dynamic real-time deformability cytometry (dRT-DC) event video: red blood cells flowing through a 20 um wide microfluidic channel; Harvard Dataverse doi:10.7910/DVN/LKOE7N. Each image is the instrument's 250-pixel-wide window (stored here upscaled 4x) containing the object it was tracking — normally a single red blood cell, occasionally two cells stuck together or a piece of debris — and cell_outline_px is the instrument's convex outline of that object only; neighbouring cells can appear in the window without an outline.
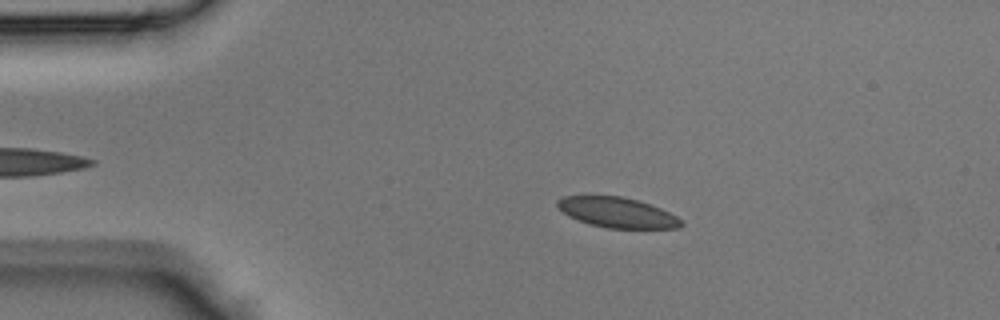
{"species": "Egyptian fruit bat (a non-hibernating species)", "species_latin": "Rousettus aegyptiacus", "temperature_condition": "room temperature", "stored_images_in_passage": 38, "camera_frame_rate_fps": 3000, "um_per_image_px": 0.085, "animal": {"sex": "male"}, "frame": {"image": 1, "passage_image": 8, "time_ms": 2.333, "image_size_px": [1000, 320], "cell_outline_px": [[684, 224], [680, 228], [608, 228], [588, 224], [568, 216], [556, 204], [556, 200], [564, 196], [620, 196], [636, 200], [660, 208], [676, 216]], "centroid_in_image_um": [52.44, 18.07], "position_along_channel_um": 32.6, "area_um2": 21.56}}
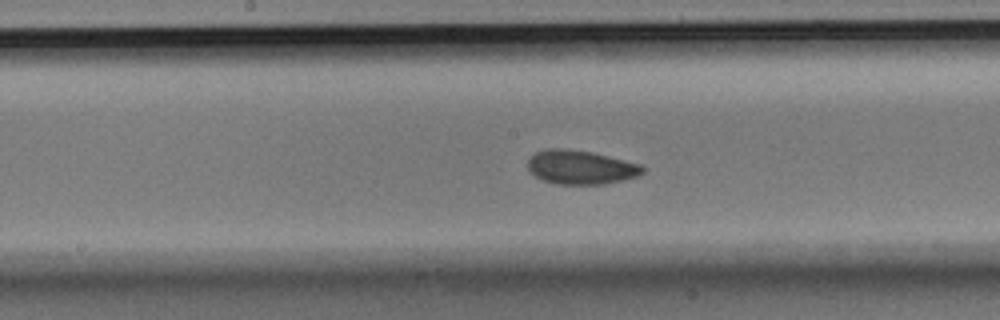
{"frame": {"image": 2, "passage_image": 22, "time_ms": 7.0, "image_size_px": [1000, 320], "cell_outline_px": [[644, 172], [640, 176], [624, 180], [604, 184], [556, 184], [544, 180], [536, 176], [528, 168], [528, 160], [536, 152], [544, 148], [568, 148], [592, 152], [640, 164], [644, 168]], "centroid_in_image_um": [49.38, 14.21], "position_along_channel_um": 198.8, "area_um2": 22.77}}
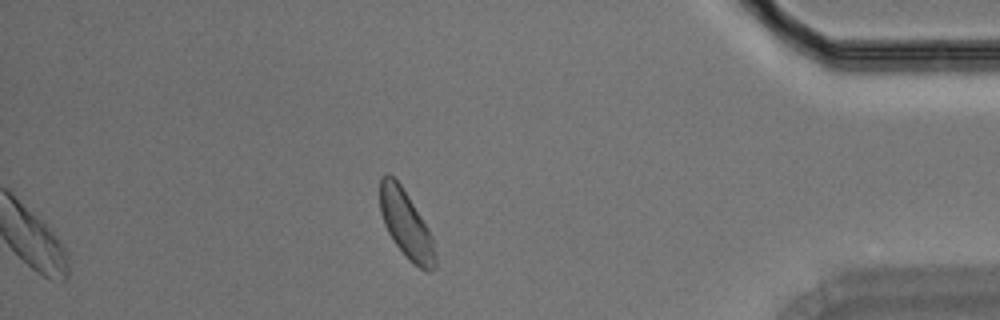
{"frame": {"image": 3, "passage_image": 38, "time_ms": 12.333, "image_size_px": [1000, 320], "cell_outline_px": [[436, 264], [428, 272], [424, 272], [412, 264], [404, 256], [388, 232], [384, 224], [380, 212], [380, 176], [388, 172], [400, 184], [428, 228], [432, 236], [436, 256]], "centroid_in_image_um": [34.51, 19.1], "position_along_channel_um": 400.7, "area_um2": 21.73}}